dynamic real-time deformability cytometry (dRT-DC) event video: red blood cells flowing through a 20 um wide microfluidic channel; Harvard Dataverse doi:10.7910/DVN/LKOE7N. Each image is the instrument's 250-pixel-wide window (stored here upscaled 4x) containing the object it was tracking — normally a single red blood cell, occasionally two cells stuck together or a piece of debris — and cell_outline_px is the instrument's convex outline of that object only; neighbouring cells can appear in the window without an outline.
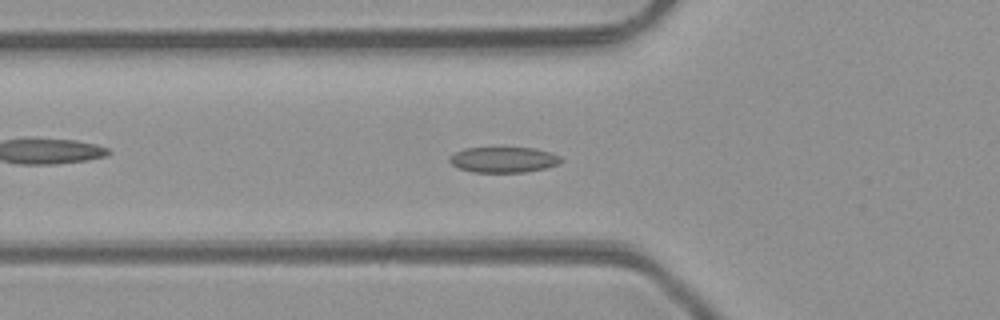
{"species": "common noctule bat (a hibernating species)", "species_latin": "Nyctalus noctula", "temperature_condition": "room temperature", "stored_images_in_passage": 48, "camera_frame_rate_fps": 3000, "um_per_image_px": 0.085, "animal": {"sex": "male", "body_mass_g": 23.1, "forearm_length_mm": 52.7}, "frame": {"image": 1, "passage_image": 17, "time_ms": 5.333, "image_size_px": [1000, 320], "cell_outline_px": [[564, 160], [560, 164], [544, 168], [524, 172], [472, 172], [460, 168], [452, 164], [448, 160], [448, 156], [464, 148], [536, 148], [560, 156]], "centroid_in_image_um": [42.8, 13.57], "position_along_channel_um": 83.0, "area_um2": 16.59}}
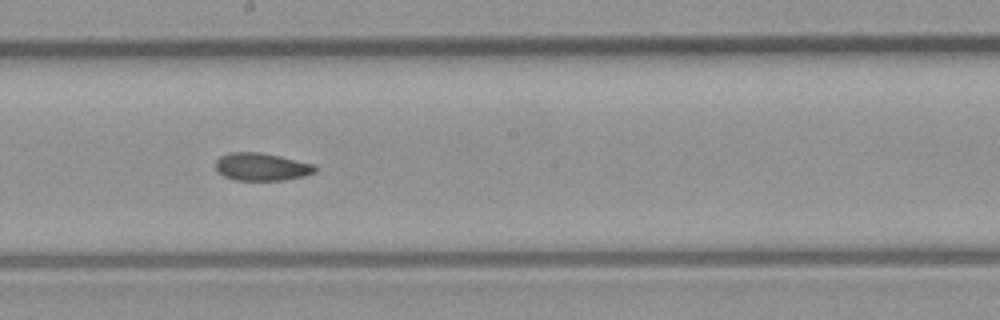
{"frame": {"image": 2, "passage_image": 27, "time_ms": 8.667, "image_size_px": [1000, 320], "cell_outline_px": [[316, 172], [304, 176], [284, 180], [232, 180], [224, 176], [216, 168], [216, 160], [220, 156], [228, 152], [260, 152], [280, 156], [312, 164], [316, 168]], "centroid_in_image_um": [22.21, 14.18], "position_along_channel_um": 226.0, "area_um2": 16.01}}
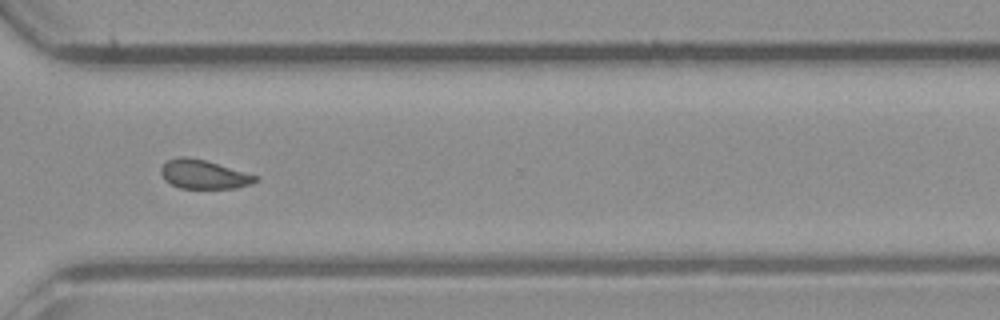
{"frame": {"image": 3, "passage_image": 36, "time_ms": 11.667, "image_size_px": [1000, 320], "cell_outline_px": [[260, 176], [252, 184], [236, 188], [180, 188], [164, 180], [160, 172], [160, 168], [168, 160], [180, 156], [188, 156], [204, 160]], "centroid_in_image_um": [17.31, 14.82], "position_along_channel_um": 353.3, "area_um2": 15.9}, "authors_computed_cell_mechanics": {"area_um2": 16.5597, "velocity_mm_per_s": 4.253, "shape_relaxation_time_tau1_ms": 5.5702, "shape_relaxation_time_tau2_ms": 3.1096, "deformation_change_tau1": 0.1206, "deformation_change_tau2": 0.0791}}